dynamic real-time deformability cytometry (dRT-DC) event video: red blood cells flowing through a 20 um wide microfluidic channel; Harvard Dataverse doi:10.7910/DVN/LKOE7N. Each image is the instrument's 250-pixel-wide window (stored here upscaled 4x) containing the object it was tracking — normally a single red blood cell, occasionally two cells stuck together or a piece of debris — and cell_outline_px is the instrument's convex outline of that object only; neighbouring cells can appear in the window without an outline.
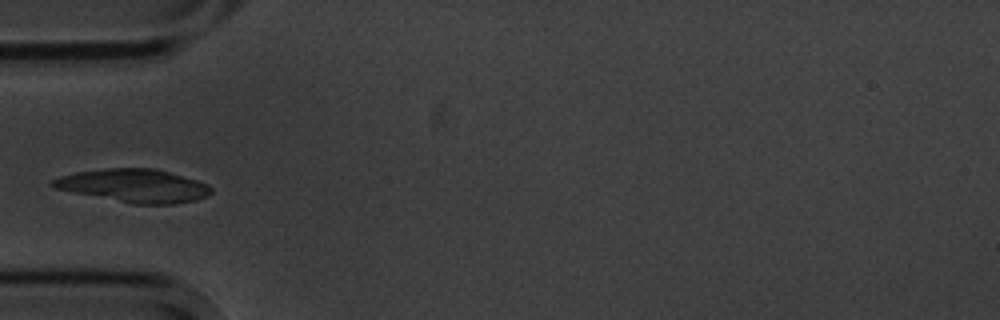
{"species": "common noctule bat (a hibernating species)", "species_latin": "Nyctalus noctula", "temperature_condition": "cold", "stored_images_in_passage": 4, "camera_frame_rate_fps": 3000, "um_per_image_px": 0.085, "animal": {"sex": "male", "body_mass_g": 20.1, "forearm_length_mm": 53.5}, "frame": {"image": 1, "passage_image": 4, "time_ms": 4.333, "image_size_px": [1000, 320], "cell_outline_px": [[212, 192], [196, 200], [176, 204], [132, 204], [56, 188], [48, 184], [48, 180], [60, 176], [76, 172], [108, 168], [156, 168], [196, 180], [208, 184], [212, 188]], "centroid_in_image_um": [11.38, 15.78], "position_along_channel_um": 73.6, "area_um2": 30.52}}